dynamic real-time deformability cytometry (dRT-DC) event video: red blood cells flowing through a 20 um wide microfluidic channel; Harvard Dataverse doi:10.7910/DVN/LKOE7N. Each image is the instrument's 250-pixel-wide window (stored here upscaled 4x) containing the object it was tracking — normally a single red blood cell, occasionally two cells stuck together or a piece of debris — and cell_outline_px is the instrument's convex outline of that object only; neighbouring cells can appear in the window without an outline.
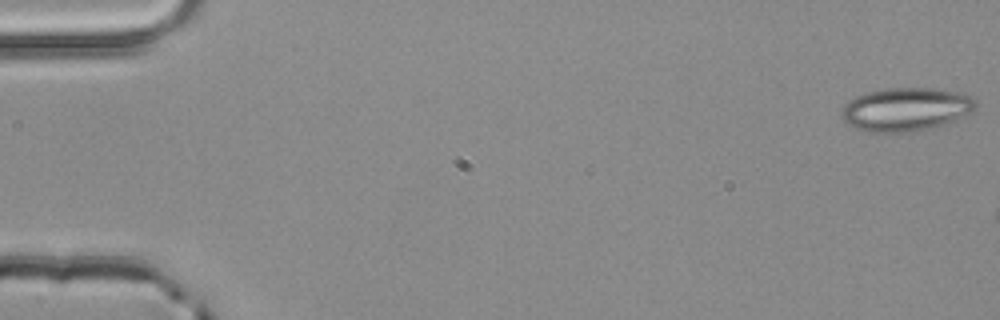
{"species": "common noctule bat (a hibernating species)", "species_latin": "Nyctalus noctula", "temperature_condition": "room temperature", "stored_images_in_passage": 4, "camera_frame_rate_fps": 3000, "um_per_image_px": 0.085, "animal": {"sex": "male", "body_mass_g": 20.4}, "frame": {"image": 1, "passage_image": 1, "time_ms": 0.0, "image_size_px": [1000, 320], "cell_outline_px": [[976, 108], [972, 112], [952, 120], [928, 128], [912, 132], [864, 132], [848, 124], [840, 116], [840, 112], [844, 104], [848, 100], [856, 96], [868, 92], [884, 88], [936, 88], [960, 92], [972, 96], [976, 100]], "centroid_in_image_um": [76.97, 9.28], "position_along_channel_um": 8.0, "area_um2": 34.04}}